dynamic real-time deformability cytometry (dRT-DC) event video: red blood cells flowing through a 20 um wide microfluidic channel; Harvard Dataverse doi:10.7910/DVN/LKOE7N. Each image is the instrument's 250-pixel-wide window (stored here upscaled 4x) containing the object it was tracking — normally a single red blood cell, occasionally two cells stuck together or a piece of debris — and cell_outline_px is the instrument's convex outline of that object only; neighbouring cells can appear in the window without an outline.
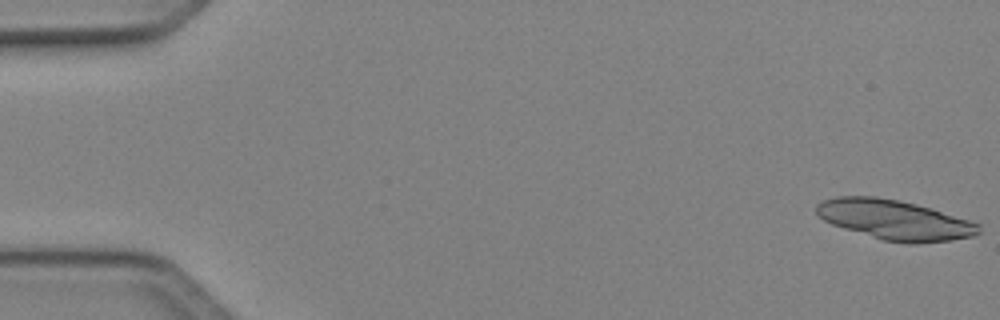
{"species": "Egyptian fruit bat (a non-hibernating species)", "species_latin": "Rousettus aegyptiacus", "temperature_condition": "cold", "stored_images_in_passage": 22, "segment_of_instrument_passage": [1, 2], "camera_frame_rate_fps": 3000, "um_per_image_px": 0.085, "animal": {"sex": "female"}, "frame": {"image": 1, "passage_image": 1, "time_ms": 0.0, "image_size_px": [1000, 320], "cell_outline_px": [[980, 232], [976, 236], [952, 240], [916, 244], [908, 244], [884, 240], [844, 228], [832, 224], [824, 220], [816, 212], [816, 204], [824, 200], [836, 196], [876, 196], [916, 204], [932, 208], [980, 224]], "centroid_in_image_um": [76.07, 18.69], "position_along_channel_um": 8.9, "area_um2": 37.57}}